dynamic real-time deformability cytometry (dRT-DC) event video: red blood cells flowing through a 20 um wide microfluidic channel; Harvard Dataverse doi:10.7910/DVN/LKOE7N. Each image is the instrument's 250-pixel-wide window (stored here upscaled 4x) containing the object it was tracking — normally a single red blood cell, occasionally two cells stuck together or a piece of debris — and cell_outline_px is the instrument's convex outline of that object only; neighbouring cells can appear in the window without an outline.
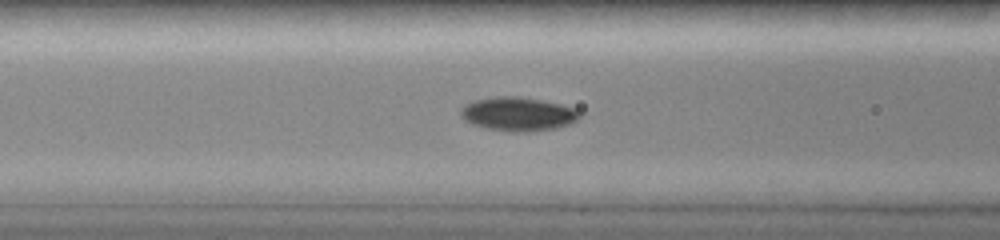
{"species": "common noctule bat (a hibernating species)", "species_latin": "Nyctalus noctula", "temperature_condition": "room temperature", "stored_images_in_passage": 40, "camera_frame_rate_fps": 3000, "um_per_image_px": 0.085, "animal": {"sex": "female", "body_mass_g": 19.0, "forearm_length_mm": 51.5}, "frame": {"image": 1, "passage_image": 6, "time_ms": 1.333, "image_size_px": [1000, 240], "cell_outline_px": [[584, 112], [572, 124], [556, 128], [528, 132], [512, 132], [488, 128], [472, 124], [464, 120], [460, 116], [460, 108], [476, 100], [500, 96], [512, 96], [540, 100], [560, 104], [576, 108]], "centroid_in_image_um": [44.08, 9.7], "position_along_channel_um": 122.5, "area_um2": 23.41}}
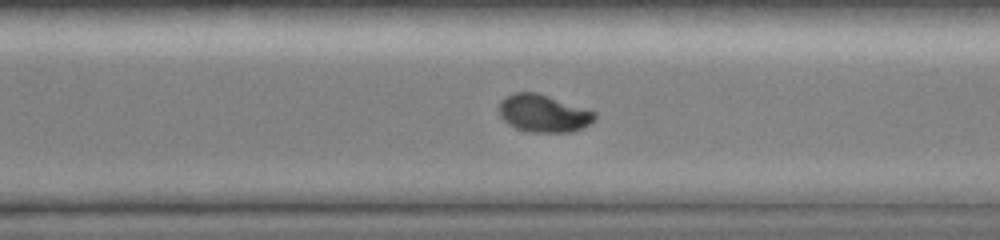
{"frame": {"image": 2, "passage_image": 29, "time_ms": 6.333, "image_size_px": [1000, 240], "cell_outline_px": [[596, 120], [572, 132], [532, 132], [516, 128], [508, 124], [500, 116], [500, 104], [508, 96], [516, 92], [536, 92], [596, 112]], "centroid_in_image_um": [46.21, 9.65], "position_along_channel_um": 324.4, "area_um2": 20.52}}
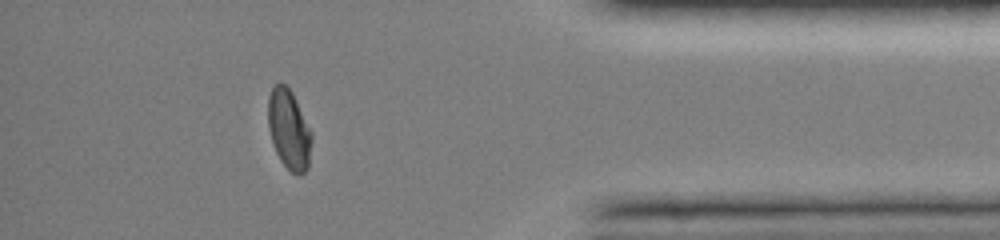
{"frame": {"image": 3, "passage_image": 39, "time_ms": 9.0, "image_size_px": [1000, 240], "cell_outline_px": [[312, 140], [308, 168], [304, 172], [292, 172], [280, 160], [276, 152], [268, 128], [268, 96], [272, 88], [276, 84], [284, 84], [292, 92], [312, 132]], "centroid_in_image_um": [24.56, 10.99], "position_along_channel_um": 410.6, "area_um2": 20.0}}